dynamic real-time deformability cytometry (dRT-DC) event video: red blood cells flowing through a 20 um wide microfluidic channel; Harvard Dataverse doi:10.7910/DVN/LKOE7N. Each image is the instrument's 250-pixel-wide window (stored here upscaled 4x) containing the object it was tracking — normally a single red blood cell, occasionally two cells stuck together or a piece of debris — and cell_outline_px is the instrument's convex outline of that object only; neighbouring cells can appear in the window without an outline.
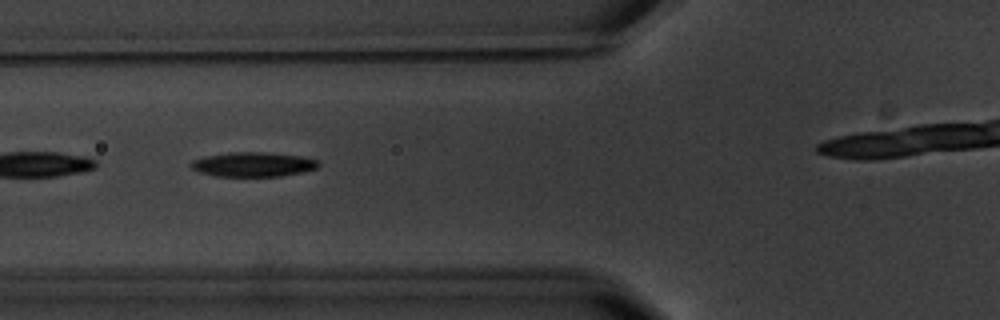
{"species": "common noctule bat (a hibernating species)", "species_latin": "Nyctalus noctula", "temperature_condition": "warm", "stored_images_in_passage": 7, "camera_frame_rate_fps": 3000, "um_per_image_px": 0.085, "animal": {"sex": "male", "body_mass_g": 20.1, "forearm_length_mm": 53.5}, "frame": {"image": 1, "passage_image": 4, "time_ms": 4.333, "image_size_px": [1000, 320], "cell_outline_px": [[320, 164], [316, 168], [300, 172], [280, 176], [216, 176], [200, 172], [192, 168], [188, 164], [192, 160], [204, 156], [232, 152], [268, 152], [304, 156], [316, 160]], "centroid_in_image_um": [21.49, 13.96], "position_along_channel_um": 104.3, "area_um2": 18.21}}
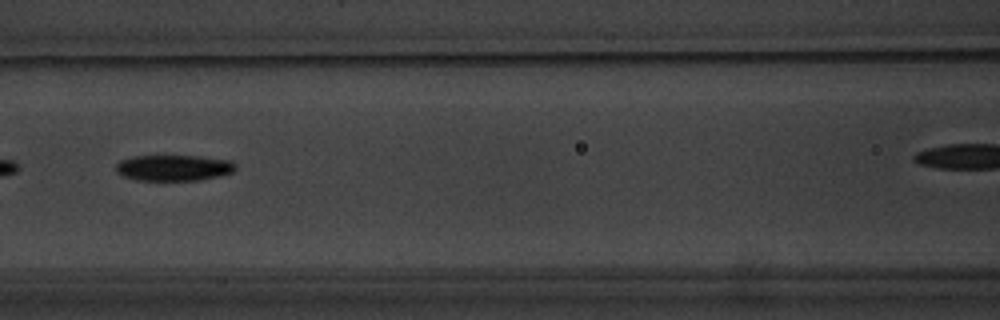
{"frame": {"image": 2, "passage_image": 5, "time_ms": 5.667, "image_size_px": [1000, 320], "cell_outline_px": [[236, 168], [232, 172], [220, 176], [200, 180], [136, 180], [124, 176], [116, 172], [116, 164], [120, 160], [132, 156], [200, 156], [232, 160], [236, 164]], "centroid_in_image_um": [14.78, 14.26], "position_along_channel_um": 151.8, "area_um2": 18.21}}